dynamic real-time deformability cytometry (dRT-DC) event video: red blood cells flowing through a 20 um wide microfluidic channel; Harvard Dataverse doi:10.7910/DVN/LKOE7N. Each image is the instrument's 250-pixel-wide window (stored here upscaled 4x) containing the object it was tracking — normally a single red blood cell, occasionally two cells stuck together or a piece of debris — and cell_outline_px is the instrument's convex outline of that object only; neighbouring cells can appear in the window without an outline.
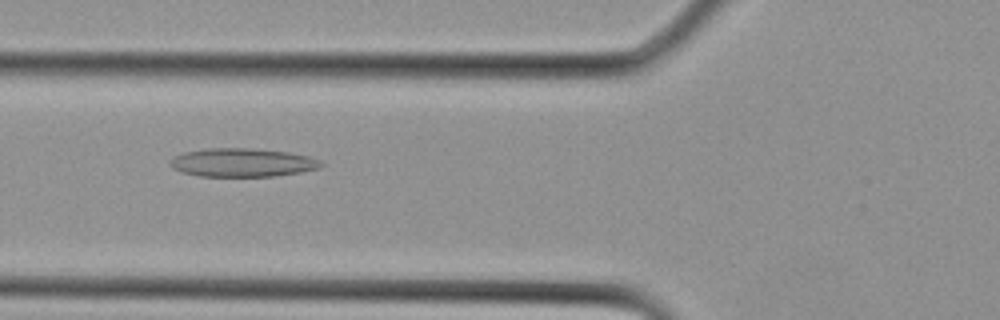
{"species": "Egyptian fruit bat (a non-hibernating species)", "species_latin": "Rousettus aegyptiacus", "temperature_condition": "cold", "stored_images_in_passage": 26, "camera_frame_rate_fps": 3000, "um_per_image_px": 0.085, "animal": {"sex": "female"}, "frame": {"image": 1, "passage_image": 8, "time_ms": 2.333, "image_size_px": [1000, 320], "cell_outline_px": [[324, 164], [320, 168], [300, 172], [276, 176], [200, 176], [180, 172], [172, 168], [168, 160], [172, 156], [184, 152], [208, 148], [252, 148], [288, 152], [308, 156], [320, 160]], "centroid_in_image_um": [20.57, 13.81], "position_along_channel_um": 105.2, "area_um2": 25.26}}
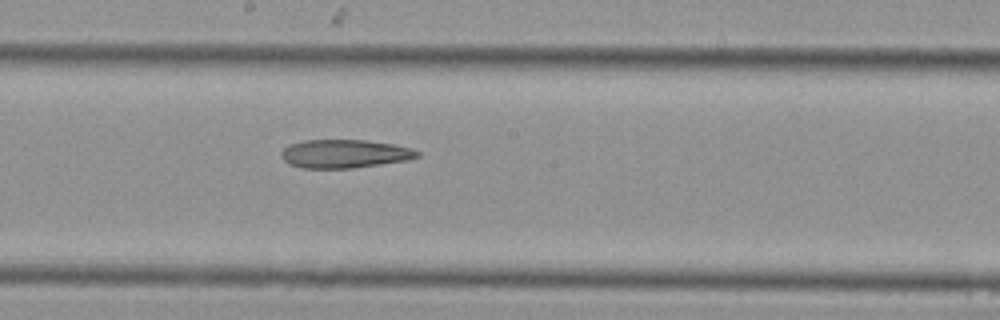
{"frame": {"image": 2, "passage_image": 13, "time_ms": 4.0, "image_size_px": [1000, 320], "cell_outline_px": [[420, 156], [408, 160], [352, 168], [300, 168], [288, 164], [284, 160], [280, 152], [288, 144], [304, 140], [364, 140], [392, 144], [412, 148], [420, 152]], "centroid_in_image_um": [29.27, 13.07], "position_along_channel_um": 218.9, "area_um2": 22.6}}
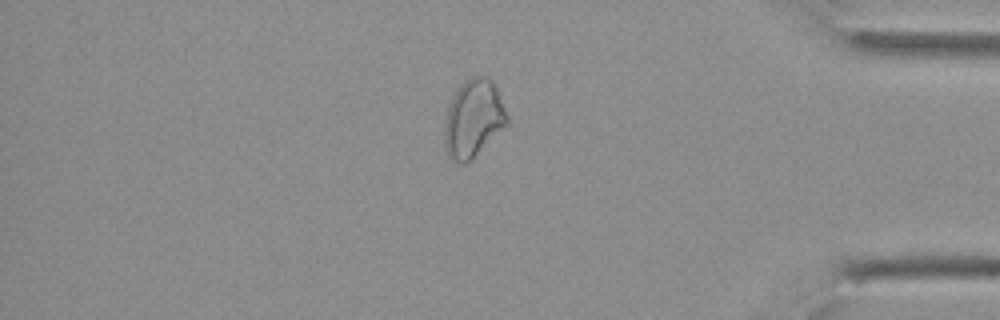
{"frame": {"image": 3, "passage_image": 22, "time_ms": 7.0, "image_size_px": [1000, 320], "cell_outline_px": [[508, 124], [464, 164], [460, 164], [452, 160], [448, 156], [444, 144], [444, 120], [452, 96], [456, 88], [464, 80], [472, 76], [488, 76], [492, 80], [496, 88], [508, 116]], "centroid_in_image_um": [40.2, 10.04], "position_along_channel_um": 395.0, "area_um2": 28.21}}